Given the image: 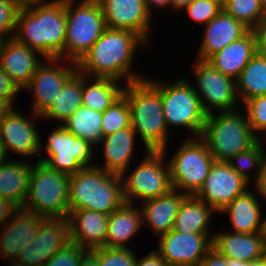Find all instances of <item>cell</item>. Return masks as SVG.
<instances>
[{
	"instance_id": "11a10c76",
	"label": "cell",
	"mask_w": 266,
	"mask_h": 266,
	"mask_svg": "<svg viewBox=\"0 0 266 266\" xmlns=\"http://www.w3.org/2000/svg\"><path fill=\"white\" fill-rule=\"evenodd\" d=\"M7 158L8 157L4 149V146L0 143V164L5 163L8 160Z\"/></svg>"
},
{
	"instance_id": "484cf974",
	"label": "cell",
	"mask_w": 266,
	"mask_h": 266,
	"mask_svg": "<svg viewBox=\"0 0 266 266\" xmlns=\"http://www.w3.org/2000/svg\"><path fill=\"white\" fill-rule=\"evenodd\" d=\"M136 205L124 202L109 215L105 247L131 248L127 243L131 242L143 227L142 210Z\"/></svg>"
},
{
	"instance_id": "44dd1931",
	"label": "cell",
	"mask_w": 266,
	"mask_h": 266,
	"mask_svg": "<svg viewBox=\"0 0 266 266\" xmlns=\"http://www.w3.org/2000/svg\"><path fill=\"white\" fill-rule=\"evenodd\" d=\"M69 240L92 250L105 247L109 215L94 210H69Z\"/></svg>"
},
{
	"instance_id": "7a4b0ae2",
	"label": "cell",
	"mask_w": 266,
	"mask_h": 266,
	"mask_svg": "<svg viewBox=\"0 0 266 266\" xmlns=\"http://www.w3.org/2000/svg\"><path fill=\"white\" fill-rule=\"evenodd\" d=\"M13 38L46 58H61L66 38V0L20 8Z\"/></svg>"
},
{
	"instance_id": "f5cc1de1",
	"label": "cell",
	"mask_w": 266,
	"mask_h": 266,
	"mask_svg": "<svg viewBox=\"0 0 266 266\" xmlns=\"http://www.w3.org/2000/svg\"><path fill=\"white\" fill-rule=\"evenodd\" d=\"M193 1L194 0H172L171 9L172 11L174 10V12L176 13L182 12V10L188 5H190Z\"/></svg>"
},
{
	"instance_id": "7dc6e473",
	"label": "cell",
	"mask_w": 266,
	"mask_h": 266,
	"mask_svg": "<svg viewBox=\"0 0 266 266\" xmlns=\"http://www.w3.org/2000/svg\"><path fill=\"white\" fill-rule=\"evenodd\" d=\"M136 266H168V264L156 250H152L144 257H137Z\"/></svg>"
},
{
	"instance_id": "9f6ffc18",
	"label": "cell",
	"mask_w": 266,
	"mask_h": 266,
	"mask_svg": "<svg viewBox=\"0 0 266 266\" xmlns=\"http://www.w3.org/2000/svg\"><path fill=\"white\" fill-rule=\"evenodd\" d=\"M261 234H262L263 242H264V244H266V215H265V217H263Z\"/></svg>"
},
{
	"instance_id": "7c38bea8",
	"label": "cell",
	"mask_w": 266,
	"mask_h": 266,
	"mask_svg": "<svg viewBox=\"0 0 266 266\" xmlns=\"http://www.w3.org/2000/svg\"><path fill=\"white\" fill-rule=\"evenodd\" d=\"M195 61L191 65L195 82L191 83L199 96L204 112L209 115L214 112L239 109L235 80L219 72L208 61L198 59Z\"/></svg>"
},
{
	"instance_id": "836d02e7",
	"label": "cell",
	"mask_w": 266,
	"mask_h": 266,
	"mask_svg": "<svg viewBox=\"0 0 266 266\" xmlns=\"http://www.w3.org/2000/svg\"><path fill=\"white\" fill-rule=\"evenodd\" d=\"M102 112L80 106L62 125L76 137L90 142L96 148L102 139Z\"/></svg>"
},
{
	"instance_id": "d590c367",
	"label": "cell",
	"mask_w": 266,
	"mask_h": 266,
	"mask_svg": "<svg viewBox=\"0 0 266 266\" xmlns=\"http://www.w3.org/2000/svg\"><path fill=\"white\" fill-rule=\"evenodd\" d=\"M222 9L249 30L265 18V7L260 0H226Z\"/></svg>"
},
{
	"instance_id": "8fae6325",
	"label": "cell",
	"mask_w": 266,
	"mask_h": 266,
	"mask_svg": "<svg viewBox=\"0 0 266 266\" xmlns=\"http://www.w3.org/2000/svg\"><path fill=\"white\" fill-rule=\"evenodd\" d=\"M48 133L45 146L40 144V156L44 152L47 155L38 160L69 176L74 175L82 168L95 166L93 159L96 147L90 142L76 137L59 124Z\"/></svg>"
},
{
	"instance_id": "7bdbcfd3",
	"label": "cell",
	"mask_w": 266,
	"mask_h": 266,
	"mask_svg": "<svg viewBox=\"0 0 266 266\" xmlns=\"http://www.w3.org/2000/svg\"><path fill=\"white\" fill-rule=\"evenodd\" d=\"M20 92L21 90L0 67V100L5 101L13 108L15 99Z\"/></svg>"
},
{
	"instance_id": "bcb514c9",
	"label": "cell",
	"mask_w": 266,
	"mask_h": 266,
	"mask_svg": "<svg viewBox=\"0 0 266 266\" xmlns=\"http://www.w3.org/2000/svg\"><path fill=\"white\" fill-rule=\"evenodd\" d=\"M253 31L256 37L257 53L266 56V18L262 19Z\"/></svg>"
},
{
	"instance_id": "6125c7cd",
	"label": "cell",
	"mask_w": 266,
	"mask_h": 266,
	"mask_svg": "<svg viewBox=\"0 0 266 266\" xmlns=\"http://www.w3.org/2000/svg\"><path fill=\"white\" fill-rule=\"evenodd\" d=\"M260 2L266 7V0H260Z\"/></svg>"
},
{
	"instance_id": "6f0895ef",
	"label": "cell",
	"mask_w": 266,
	"mask_h": 266,
	"mask_svg": "<svg viewBox=\"0 0 266 266\" xmlns=\"http://www.w3.org/2000/svg\"><path fill=\"white\" fill-rule=\"evenodd\" d=\"M260 261L266 266V244L263 245Z\"/></svg>"
},
{
	"instance_id": "f546056e",
	"label": "cell",
	"mask_w": 266,
	"mask_h": 266,
	"mask_svg": "<svg viewBox=\"0 0 266 266\" xmlns=\"http://www.w3.org/2000/svg\"><path fill=\"white\" fill-rule=\"evenodd\" d=\"M125 84L108 77H90L82 74V105L104 112L123 94Z\"/></svg>"
},
{
	"instance_id": "52a82bcc",
	"label": "cell",
	"mask_w": 266,
	"mask_h": 266,
	"mask_svg": "<svg viewBox=\"0 0 266 266\" xmlns=\"http://www.w3.org/2000/svg\"><path fill=\"white\" fill-rule=\"evenodd\" d=\"M161 93L164 119L168 130L182 127L190 131L188 138L200 137L206 122L198 94L195 92L190 77L179 78L173 83L147 78ZM186 128V129H185Z\"/></svg>"
},
{
	"instance_id": "83f0119b",
	"label": "cell",
	"mask_w": 266,
	"mask_h": 266,
	"mask_svg": "<svg viewBox=\"0 0 266 266\" xmlns=\"http://www.w3.org/2000/svg\"><path fill=\"white\" fill-rule=\"evenodd\" d=\"M263 245L261 233L220 231L213 238V248L221 255L248 263L260 260Z\"/></svg>"
},
{
	"instance_id": "ac0fdd59",
	"label": "cell",
	"mask_w": 266,
	"mask_h": 266,
	"mask_svg": "<svg viewBox=\"0 0 266 266\" xmlns=\"http://www.w3.org/2000/svg\"><path fill=\"white\" fill-rule=\"evenodd\" d=\"M107 28L130 30L148 45L153 26L144 0H98ZM152 24V25H151Z\"/></svg>"
},
{
	"instance_id": "ee69618b",
	"label": "cell",
	"mask_w": 266,
	"mask_h": 266,
	"mask_svg": "<svg viewBox=\"0 0 266 266\" xmlns=\"http://www.w3.org/2000/svg\"><path fill=\"white\" fill-rule=\"evenodd\" d=\"M199 266H250V263L233 258H226L216 249L212 248L201 260Z\"/></svg>"
},
{
	"instance_id": "ba28073f",
	"label": "cell",
	"mask_w": 266,
	"mask_h": 266,
	"mask_svg": "<svg viewBox=\"0 0 266 266\" xmlns=\"http://www.w3.org/2000/svg\"><path fill=\"white\" fill-rule=\"evenodd\" d=\"M106 28L98 0H66V38L62 59L77 63Z\"/></svg>"
},
{
	"instance_id": "ffe728a7",
	"label": "cell",
	"mask_w": 266,
	"mask_h": 266,
	"mask_svg": "<svg viewBox=\"0 0 266 266\" xmlns=\"http://www.w3.org/2000/svg\"><path fill=\"white\" fill-rule=\"evenodd\" d=\"M45 219L44 216H37L21 208L7 223L0 226V258L16 260L25 245L35 238Z\"/></svg>"
},
{
	"instance_id": "d6986e66",
	"label": "cell",
	"mask_w": 266,
	"mask_h": 266,
	"mask_svg": "<svg viewBox=\"0 0 266 266\" xmlns=\"http://www.w3.org/2000/svg\"><path fill=\"white\" fill-rule=\"evenodd\" d=\"M44 60L45 57L38 51L19 43L14 38L0 42V67L22 91Z\"/></svg>"
},
{
	"instance_id": "e0dca14e",
	"label": "cell",
	"mask_w": 266,
	"mask_h": 266,
	"mask_svg": "<svg viewBox=\"0 0 266 266\" xmlns=\"http://www.w3.org/2000/svg\"><path fill=\"white\" fill-rule=\"evenodd\" d=\"M69 242L68 217L46 218L41 223L35 238L25 245L16 261L26 266H44Z\"/></svg>"
},
{
	"instance_id": "9c48e42d",
	"label": "cell",
	"mask_w": 266,
	"mask_h": 266,
	"mask_svg": "<svg viewBox=\"0 0 266 266\" xmlns=\"http://www.w3.org/2000/svg\"><path fill=\"white\" fill-rule=\"evenodd\" d=\"M168 150L146 152L130 173L126 170L121 175L125 202L136 204L138 200L158 198L173 188L166 158Z\"/></svg>"
},
{
	"instance_id": "8d00e7d4",
	"label": "cell",
	"mask_w": 266,
	"mask_h": 266,
	"mask_svg": "<svg viewBox=\"0 0 266 266\" xmlns=\"http://www.w3.org/2000/svg\"><path fill=\"white\" fill-rule=\"evenodd\" d=\"M102 137L131 126L130 109L122 95L102 113Z\"/></svg>"
},
{
	"instance_id": "d6a6232c",
	"label": "cell",
	"mask_w": 266,
	"mask_h": 266,
	"mask_svg": "<svg viewBox=\"0 0 266 266\" xmlns=\"http://www.w3.org/2000/svg\"><path fill=\"white\" fill-rule=\"evenodd\" d=\"M236 93L240 103L249 98L266 95V56L256 53L239 74Z\"/></svg>"
},
{
	"instance_id": "4dcf8cb0",
	"label": "cell",
	"mask_w": 266,
	"mask_h": 266,
	"mask_svg": "<svg viewBox=\"0 0 266 266\" xmlns=\"http://www.w3.org/2000/svg\"><path fill=\"white\" fill-rule=\"evenodd\" d=\"M214 213L217 212L206 202L195 195H188L175 218L173 230L188 234L211 233L209 225H212L210 222Z\"/></svg>"
},
{
	"instance_id": "74e56055",
	"label": "cell",
	"mask_w": 266,
	"mask_h": 266,
	"mask_svg": "<svg viewBox=\"0 0 266 266\" xmlns=\"http://www.w3.org/2000/svg\"><path fill=\"white\" fill-rule=\"evenodd\" d=\"M89 251L98 259L99 266L137 265V253L132 248L100 247Z\"/></svg>"
},
{
	"instance_id": "f907efd6",
	"label": "cell",
	"mask_w": 266,
	"mask_h": 266,
	"mask_svg": "<svg viewBox=\"0 0 266 266\" xmlns=\"http://www.w3.org/2000/svg\"><path fill=\"white\" fill-rule=\"evenodd\" d=\"M79 266H99L98 259L88 250L82 256Z\"/></svg>"
},
{
	"instance_id": "94428289",
	"label": "cell",
	"mask_w": 266,
	"mask_h": 266,
	"mask_svg": "<svg viewBox=\"0 0 266 266\" xmlns=\"http://www.w3.org/2000/svg\"><path fill=\"white\" fill-rule=\"evenodd\" d=\"M217 1L219 4H221L222 6L225 4L226 0H214Z\"/></svg>"
},
{
	"instance_id": "f6af8a7d",
	"label": "cell",
	"mask_w": 266,
	"mask_h": 266,
	"mask_svg": "<svg viewBox=\"0 0 266 266\" xmlns=\"http://www.w3.org/2000/svg\"><path fill=\"white\" fill-rule=\"evenodd\" d=\"M20 209L13 201L0 197V226L7 223Z\"/></svg>"
},
{
	"instance_id": "e575fe53",
	"label": "cell",
	"mask_w": 266,
	"mask_h": 266,
	"mask_svg": "<svg viewBox=\"0 0 266 266\" xmlns=\"http://www.w3.org/2000/svg\"><path fill=\"white\" fill-rule=\"evenodd\" d=\"M263 140L259 139L248 150L238 153L227 161L244 180L253 186L258 182L266 163V140H264L265 142ZM250 170L255 173L250 172Z\"/></svg>"
},
{
	"instance_id": "5b68a950",
	"label": "cell",
	"mask_w": 266,
	"mask_h": 266,
	"mask_svg": "<svg viewBox=\"0 0 266 266\" xmlns=\"http://www.w3.org/2000/svg\"><path fill=\"white\" fill-rule=\"evenodd\" d=\"M243 108L207 115L200 138L216 161L227 162L248 150L259 138L253 133Z\"/></svg>"
},
{
	"instance_id": "60d3db41",
	"label": "cell",
	"mask_w": 266,
	"mask_h": 266,
	"mask_svg": "<svg viewBox=\"0 0 266 266\" xmlns=\"http://www.w3.org/2000/svg\"><path fill=\"white\" fill-rule=\"evenodd\" d=\"M87 251L85 248L69 242L55 253L44 266H79L82 256Z\"/></svg>"
},
{
	"instance_id": "681fc988",
	"label": "cell",
	"mask_w": 266,
	"mask_h": 266,
	"mask_svg": "<svg viewBox=\"0 0 266 266\" xmlns=\"http://www.w3.org/2000/svg\"><path fill=\"white\" fill-rule=\"evenodd\" d=\"M254 186L257 188L259 197L263 198L261 202H266V163L263 167L262 174L260 175L258 182Z\"/></svg>"
},
{
	"instance_id": "f1b7e54d",
	"label": "cell",
	"mask_w": 266,
	"mask_h": 266,
	"mask_svg": "<svg viewBox=\"0 0 266 266\" xmlns=\"http://www.w3.org/2000/svg\"><path fill=\"white\" fill-rule=\"evenodd\" d=\"M16 160L8 159L0 164V197L22 208L28 194L32 161Z\"/></svg>"
},
{
	"instance_id": "8992f818",
	"label": "cell",
	"mask_w": 266,
	"mask_h": 266,
	"mask_svg": "<svg viewBox=\"0 0 266 266\" xmlns=\"http://www.w3.org/2000/svg\"><path fill=\"white\" fill-rule=\"evenodd\" d=\"M32 163L27 198L22 209L46 218L69 214V175L36 159Z\"/></svg>"
},
{
	"instance_id": "91938a15",
	"label": "cell",
	"mask_w": 266,
	"mask_h": 266,
	"mask_svg": "<svg viewBox=\"0 0 266 266\" xmlns=\"http://www.w3.org/2000/svg\"><path fill=\"white\" fill-rule=\"evenodd\" d=\"M250 266H265L260 260L250 263Z\"/></svg>"
},
{
	"instance_id": "277c9868",
	"label": "cell",
	"mask_w": 266,
	"mask_h": 266,
	"mask_svg": "<svg viewBox=\"0 0 266 266\" xmlns=\"http://www.w3.org/2000/svg\"><path fill=\"white\" fill-rule=\"evenodd\" d=\"M121 175L89 166L69 176V210H94L110 215L123 203Z\"/></svg>"
},
{
	"instance_id": "c3c4849f",
	"label": "cell",
	"mask_w": 266,
	"mask_h": 266,
	"mask_svg": "<svg viewBox=\"0 0 266 266\" xmlns=\"http://www.w3.org/2000/svg\"><path fill=\"white\" fill-rule=\"evenodd\" d=\"M145 6L148 10V12L152 15V12H154L155 9H152L157 7V8H170L171 9V3L172 0H144ZM167 6V7H166Z\"/></svg>"
},
{
	"instance_id": "f35d334b",
	"label": "cell",
	"mask_w": 266,
	"mask_h": 266,
	"mask_svg": "<svg viewBox=\"0 0 266 266\" xmlns=\"http://www.w3.org/2000/svg\"><path fill=\"white\" fill-rule=\"evenodd\" d=\"M241 105L243 108L245 107L243 111H245L244 113L247 116L253 133L259 139H266V95L249 98ZM263 135H265L264 138H262Z\"/></svg>"
},
{
	"instance_id": "7402d4cb",
	"label": "cell",
	"mask_w": 266,
	"mask_h": 266,
	"mask_svg": "<svg viewBox=\"0 0 266 266\" xmlns=\"http://www.w3.org/2000/svg\"><path fill=\"white\" fill-rule=\"evenodd\" d=\"M203 35L196 59L207 61L213 54L243 37L249 29L222 10L204 25Z\"/></svg>"
},
{
	"instance_id": "680465c9",
	"label": "cell",
	"mask_w": 266,
	"mask_h": 266,
	"mask_svg": "<svg viewBox=\"0 0 266 266\" xmlns=\"http://www.w3.org/2000/svg\"><path fill=\"white\" fill-rule=\"evenodd\" d=\"M9 263L11 264L9 266H26L21 264L20 262H17L16 260H9Z\"/></svg>"
},
{
	"instance_id": "4316f807",
	"label": "cell",
	"mask_w": 266,
	"mask_h": 266,
	"mask_svg": "<svg viewBox=\"0 0 266 266\" xmlns=\"http://www.w3.org/2000/svg\"><path fill=\"white\" fill-rule=\"evenodd\" d=\"M256 53V37L254 31L249 30L243 37L225 46L207 61L219 72L236 80Z\"/></svg>"
},
{
	"instance_id": "6da1fadb",
	"label": "cell",
	"mask_w": 266,
	"mask_h": 266,
	"mask_svg": "<svg viewBox=\"0 0 266 266\" xmlns=\"http://www.w3.org/2000/svg\"><path fill=\"white\" fill-rule=\"evenodd\" d=\"M140 46L149 45L135 32L106 28L76 63L77 71L90 77L113 78L125 82V85L145 79L142 74L133 71L132 67Z\"/></svg>"
},
{
	"instance_id": "1f68e13d",
	"label": "cell",
	"mask_w": 266,
	"mask_h": 266,
	"mask_svg": "<svg viewBox=\"0 0 266 266\" xmlns=\"http://www.w3.org/2000/svg\"><path fill=\"white\" fill-rule=\"evenodd\" d=\"M80 106H82V74L76 71L64 84L53 103L41 118L59 121L62 125Z\"/></svg>"
},
{
	"instance_id": "b9f144b4",
	"label": "cell",
	"mask_w": 266,
	"mask_h": 266,
	"mask_svg": "<svg viewBox=\"0 0 266 266\" xmlns=\"http://www.w3.org/2000/svg\"><path fill=\"white\" fill-rule=\"evenodd\" d=\"M17 11L10 0H0V42L13 38Z\"/></svg>"
},
{
	"instance_id": "2e32d148",
	"label": "cell",
	"mask_w": 266,
	"mask_h": 266,
	"mask_svg": "<svg viewBox=\"0 0 266 266\" xmlns=\"http://www.w3.org/2000/svg\"><path fill=\"white\" fill-rule=\"evenodd\" d=\"M251 186L227 162L215 161L195 196L206 202L217 214L234 198Z\"/></svg>"
},
{
	"instance_id": "ab89813d",
	"label": "cell",
	"mask_w": 266,
	"mask_h": 266,
	"mask_svg": "<svg viewBox=\"0 0 266 266\" xmlns=\"http://www.w3.org/2000/svg\"><path fill=\"white\" fill-rule=\"evenodd\" d=\"M222 5L214 0H194L185 7L184 11L188 18L201 25H206L222 11Z\"/></svg>"
},
{
	"instance_id": "5bb4252c",
	"label": "cell",
	"mask_w": 266,
	"mask_h": 266,
	"mask_svg": "<svg viewBox=\"0 0 266 266\" xmlns=\"http://www.w3.org/2000/svg\"><path fill=\"white\" fill-rule=\"evenodd\" d=\"M31 113L32 118L13 107L2 119L0 143L4 146L7 156L10 151L29 159L40 155V144L43 141L39 134L40 129L38 130L35 126L34 120H40L41 116L34 112Z\"/></svg>"
},
{
	"instance_id": "816d5d0a",
	"label": "cell",
	"mask_w": 266,
	"mask_h": 266,
	"mask_svg": "<svg viewBox=\"0 0 266 266\" xmlns=\"http://www.w3.org/2000/svg\"><path fill=\"white\" fill-rule=\"evenodd\" d=\"M18 9L44 3L50 0H10Z\"/></svg>"
},
{
	"instance_id": "db71d44e",
	"label": "cell",
	"mask_w": 266,
	"mask_h": 266,
	"mask_svg": "<svg viewBox=\"0 0 266 266\" xmlns=\"http://www.w3.org/2000/svg\"><path fill=\"white\" fill-rule=\"evenodd\" d=\"M11 109V107L5 102L0 100V124L5 114Z\"/></svg>"
},
{
	"instance_id": "30bf717a",
	"label": "cell",
	"mask_w": 266,
	"mask_h": 266,
	"mask_svg": "<svg viewBox=\"0 0 266 266\" xmlns=\"http://www.w3.org/2000/svg\"><path fill=\"white\" fill-rule=\"evenodd\" d=\"M168 160L173 188L188 195L200 190L216 161L200 137L184 139Z\"/></svg>"
},
{
	"instance_id": "cb8c5ba5",
	"label": "cell",
	"mask_w": 266,
	"mask_h": 266,
	"mask_svg": "<svg viewBox=\"0 0 266 266\" xmlns=\"http://www.w3.org/2000/svg\"><path fill=\"white\" fill-rule=\"evenodd\" d=\"M137 133L132 126L118 130L115 133L103 136L99 145L102 148L103 163L95 164L104 171L122 175L129 169L134 152L137 149ZM102 144V145H101Z\"/></svg>"
},
{
	"instance_id": "3957f363",
	"label": "cell",
	"mask_w": 266,
	"mask_h": 266,
	"mask_svg": "<svg viewBox=\"0 0 266 266\" xmlns=\"http://www.w3.org/2000/svg\"><path fill=\"white\" fill-rule=\"evenodd\" d=\"M129 104L131 126L145 151L168 149L169 132L164 119L161 93L147 79L124 85L122 94Z\"/></svg>"
},
{
	"instance_id": "603a6c76",
	"label": "cell",
	"mask_w": 266,
	"mask_h": 266,
	"mask_svg": "<svg viewBox=\"0 0 266 266\" xmlns=\"http://www.w3.org/2000/svg\"><path fill=\"white\" fill-rule=\"evenodd\" d=\"M188 194L172 188L168 193L141 202L143 226L158 237L173 229L175 218Z\"/></svg>"
},
{
	"instance_id": "9a60e30c",
	"label": "cell",
	"mask_w": 266,
	"mask_h": 266,
	"mask_svg": "<svg viewBox=\"0 0 266 266\" xmlns=\"http://www.w3.org/2000/svg\"><path fill=\"white\" fill-rule=\"evenodd\" d=\"M212 233L188 234L174 231L157 237V252L168 266H199L201 260L213 248Z\"/></svg>"
},
{
	"instance_id": "d4e9b609",
	"label": "cell",
	"mask_w": 266,
	"mask_h": 266,
	"mask_svg": "<svg viewBox=\"0 0 266 266\" xmlns=\"http://www.w3.org/2000/svg\"><path fill=\"white\" fill-rule=\"evenodd\" d=\"M251 188L254 192L252 189H246L218 213L229 216L230 227H232L230 231L242 234L262 232L264 213L259 201L261 198L257 188L253 185Z\"/></svg>"
},
{
	"instance_id": "4fadbf2b",
	"label": "cell",
	"mask_w": 266,
	"mask_h": 266,
	"mask_svg": "<svg viewBox=\"0 0 266 266\" xmlns=\"http://www.w3.org/2000/svg\"><path fill=\"white\" fill-rule=\"evenodd\" d=\"M45 60L37 67L29 84L23 89L30 92L33 98L30 112L40 116L53 103L66 81L77 71L73 61L61 58Z\"/></svg>"
}]
</instances>
